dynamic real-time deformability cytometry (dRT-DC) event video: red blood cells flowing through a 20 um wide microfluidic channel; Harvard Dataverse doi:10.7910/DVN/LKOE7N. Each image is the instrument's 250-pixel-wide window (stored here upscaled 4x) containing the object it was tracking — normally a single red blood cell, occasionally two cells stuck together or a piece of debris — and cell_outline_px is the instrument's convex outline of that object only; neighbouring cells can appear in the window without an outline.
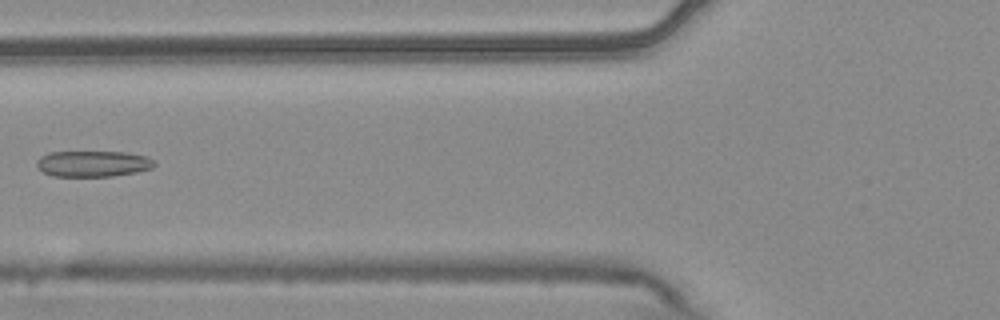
{"species": "common noctule bat (a hibernating species)", "species_latin": "Nyctalus noctula", "temperature_condition": "warm", "stored_images_in_passage": 5, "camera_frame_rate_fps": 3000, "um_per_image_px": 0.085, "animal": {"sex": "male", "body_mass_g": 20.4}, "frame": {"image": 1, "passage_image": 5, "time_ms": 1.333, "image_size_px": [1000, 320], "cell_outline_px": [[156, 164], [152, 168], [136, 172], [112, 176], [52, 176], [44, 172], [36, 164], [36, 160], [40, 156], [48, 152], [128, 152], [148, 156], [156, 160]], "centroid_in_image_um": [7.94, 13.9], "position_along_channel_um": 117.9, "area_um2": 17.98}}